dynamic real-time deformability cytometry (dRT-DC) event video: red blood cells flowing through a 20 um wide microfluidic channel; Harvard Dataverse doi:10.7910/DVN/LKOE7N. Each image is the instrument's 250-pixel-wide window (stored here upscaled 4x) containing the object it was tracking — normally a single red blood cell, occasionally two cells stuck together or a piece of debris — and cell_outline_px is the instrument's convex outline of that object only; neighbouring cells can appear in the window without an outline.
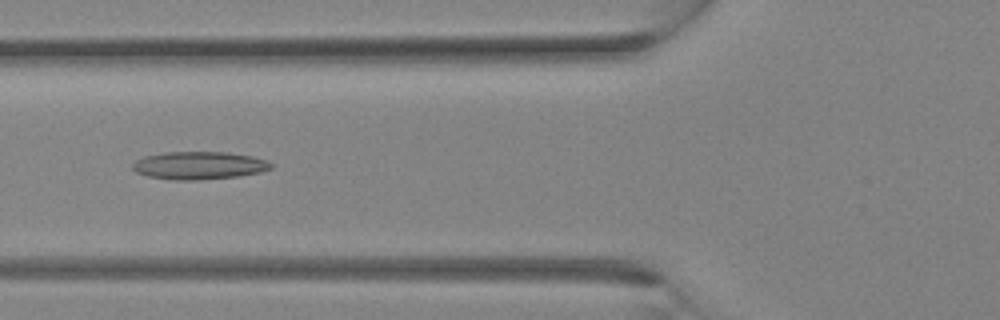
{"species": "Egyptian fruit bat (a non-hibernating species)", "species_latin": "Rousettus aegyptiacus", "temperature_condition": "room temperature", "stored_images_in_passage": 33, "camera_frame_rate_fps": 3000, "um_per_image_px": 0.085, "animal": {"sex": "female"}, "frame": {"image": 1, "passage_image": 13, "time_ms": 4.0, "image_size_px": [1000, 320], "cell_outline_px": [[272, 168], [260, 172], [236, 176], [200, 180], [172, 180], [148, 176], [136, 172], [132, 168], [132, 164], [136, 160], [144, 156], [168, 152], [228, 152], [252, 156], [268, 160], [272, 164]], "centroid_in_image_um": [16.92, 14.06], "position_along_channel_um": 108.9, "area_um2": 22.43}}
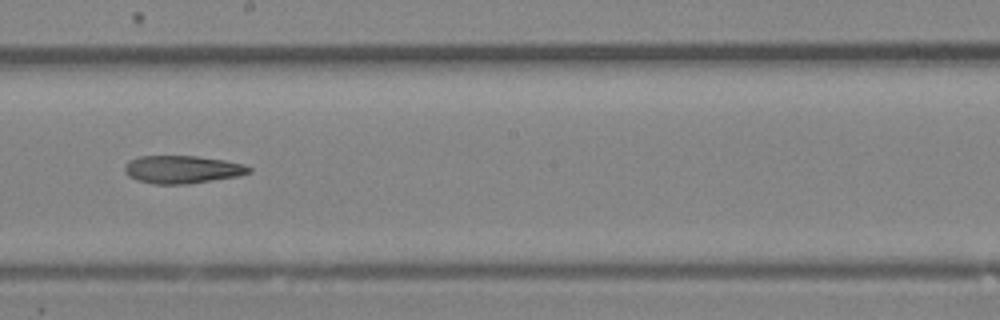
{"frame": {"image": 2, "passage_image": 19, "time_ms": 6.0, "image_size_px": [1000, 320], "cell_outline_px": [[252, 172], [240, 176], [188, 184], [152, 184], [136, 180], [128, 176], [124, 172], [124, 164], [128, 160], [140, 156], [196, 156], [224, 160], [244, 164], [252, 168]], "centroid_in_image_um": [15.48, 14.41], "position_along_channel_um": 232.7, "area_um2": 20.46}}
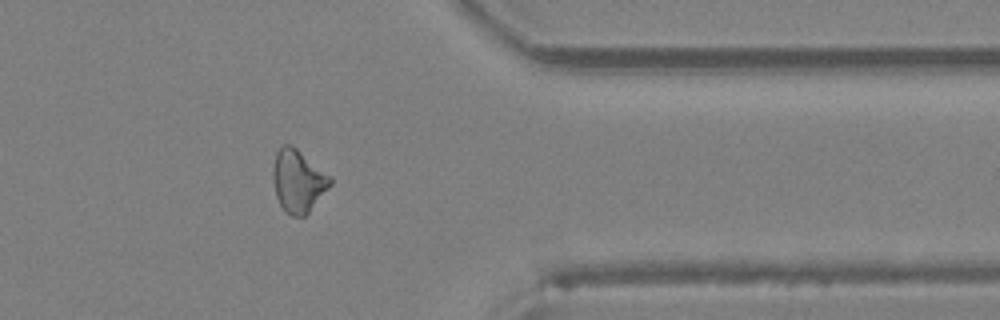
{"frame": {"image": 3, "passage_image": 27, "time_ms": 8.667, "image_size_px": [1000, 320], "cell_outline_px": [[332, 184], [308, 212], [304, 216], [292, 216], [284, 212], [276, 196], [272, 176], [272, 172], [276, 152], [284, 144], [292, 144], [332, 176]], "centroid_in_image_um": [25.34, 15.36], "position_along_channel_um": 386.1, "area_um2": 20.98}}